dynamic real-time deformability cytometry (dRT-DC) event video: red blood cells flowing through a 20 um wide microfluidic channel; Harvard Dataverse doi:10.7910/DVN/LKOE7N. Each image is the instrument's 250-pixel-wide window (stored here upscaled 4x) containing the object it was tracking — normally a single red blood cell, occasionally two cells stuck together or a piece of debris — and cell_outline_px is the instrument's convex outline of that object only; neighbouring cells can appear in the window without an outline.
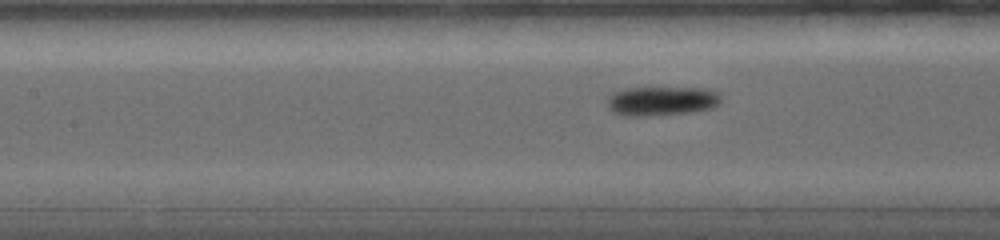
{"species": "common noctule bat (a hibernating species)", "species_latin": "Nyctalus noctula", "temperature_condition": "warm", "stored_images_in_passage": 104, "camera_frame_rate_fps": 5000, "um_per_image_px": 0.085, "animal": {"sex": "female", "body_mass_g": 19.0, "forearm_length_mm": 56.7}, "frame": {"image": 1, "passage_image": 41, "time_ms": 6.0, "image_size_px": [1000, 240], "cell_outline_px": [[720, 104], [712, 108], [692, 112], [648, 116], [624, 116], [612, 112], [608, 108], [608, 96], [612, 92], [628, 88], [704, 88], [720, 92]], "centroid_in_image_um": [56.24, 8.59], "position_along_channel_um": 151.2, "area_um2": 19.59}}
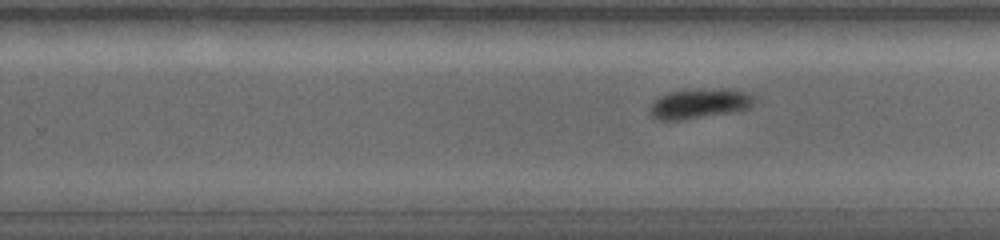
{"frame": {"image": 2, "passage_image": 59, "time_ms": 9.2, "image_size_px": [1000, 240], "cell_outline_px": [[756, 100], [748, 108], [736, 112], [684, 120], [656, 120], [648, 112], [648, 108], [652, 100], [668, 92], [688, 88], [728, 88], [748, 92]], "centroid_in_image_um": [59.41, 8.79], "position_along_channel_um": 270.4, "area_um2": 19.02}}
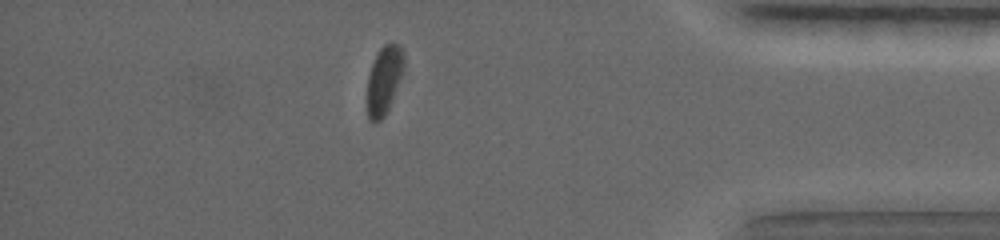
{"frame": {"image": 3, "passage_image": 85, "time_ms": 13.6, "image_size_px": [1000, 240], "cell_outline_px": [[404, 64], [400, 76], [388, 108], [384, 116], [380, 120], [372, 124], [368, 120], [368, 76], [376, 52], [384, 44], [396, 44], [404, 52]], "centroid_in_image_um": [32.62, 6.8], "position_along_channel_um": 402.6, "area_um2": 14.16}, "authors_computed_cell_mechanics": {"area_um2": 17.2533, "velocity_mm_per_s": 3.7378, "shape_relaxation_time_tau1_ms": 2.5136, "shape_relaxation_time_tau2_ms": null, "deformation_change_tau1": 0.1161, "deformation_change_tau2": null}}